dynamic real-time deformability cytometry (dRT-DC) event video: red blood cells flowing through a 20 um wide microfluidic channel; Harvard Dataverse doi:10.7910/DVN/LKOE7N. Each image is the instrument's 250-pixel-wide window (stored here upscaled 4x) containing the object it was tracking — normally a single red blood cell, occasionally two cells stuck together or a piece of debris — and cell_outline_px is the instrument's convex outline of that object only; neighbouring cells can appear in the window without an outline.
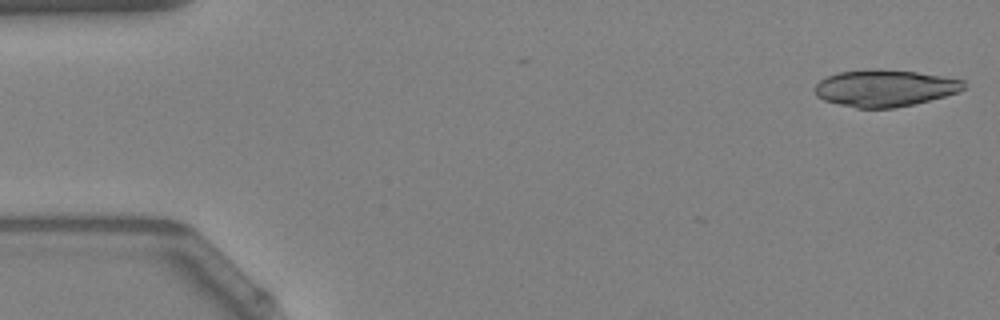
{"species": "Egyptian fruit bat (a non-hibernating species)", "species_latin": "Rousettus aegyptiacus", "temperature_condition": "warm", "stored_images_in_passage": 16, "camera_frame_rate_fps": 3000, "um_per_image_px": 0.085, "animal": {"sex": "female"}, "frame": {"image": 1, "passage_image": 1, "time_ms": 0.0, "image_size_px": [1000, 320], "cell_outline_px": [[964, 88], [960, 92], [896, 108], [856, 108], [824, 100], [816, 96], [816, 84], [820, 80], [828, 76], [840, 72], [916, 72], [964, 80]], "centroid_in_image_um": [75.23, 7.54], "position_along_channel_um": 9.8, "area_um2": 30.58}}
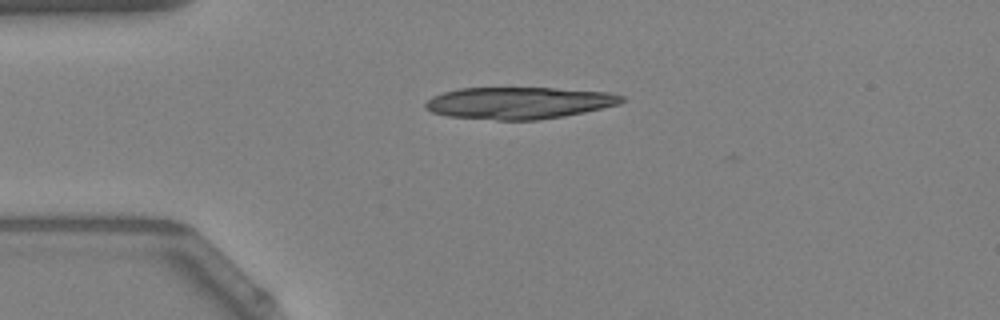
{"frame": {"image": 2, "passage_image": 12, "time_ms": 3.667, "image_size_px": [1000, 320], "cell_outline_px": [[624, 100], [620, 104], [584, 112], [564, 116], [536, 120], [496, 120], [448, 116], [432, 112], [424, 108], [424, 104], [432, 96], [444, 92], [460, 88], [552, 88], [608, 92], [624, 96]], "centroid_in_image_um": [44.1, 8.75], "position_along_channel_um": 40.9, "area_um2": 36.41}}